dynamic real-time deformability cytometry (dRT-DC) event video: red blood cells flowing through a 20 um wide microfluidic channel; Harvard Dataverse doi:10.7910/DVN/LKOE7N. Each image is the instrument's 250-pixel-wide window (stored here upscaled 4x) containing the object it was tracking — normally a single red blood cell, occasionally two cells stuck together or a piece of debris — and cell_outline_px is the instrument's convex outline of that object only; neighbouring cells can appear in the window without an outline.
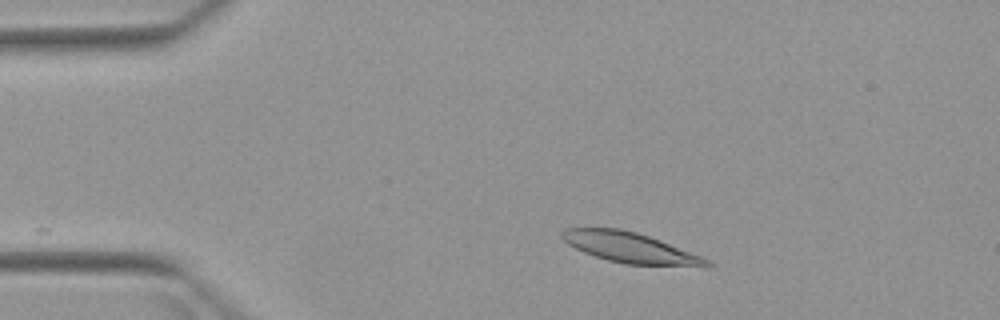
{"species": "Egyptian fruit bat (a non-hibernating species)", "species_latin": "Rousettus aegyptiacus", "temperature_condition": "warm", "stored_images_in_passage": 2, "camera_frame_rate_fps": 3000, "um_per_image_px": 0.085, "animal": {"sex": "female"}, "frame": {"image": 1, "passage_image": 2, "time_ms": 1.0, "image_size_px": [1000, 320], "cell_outline_px": [[712, 268], [704, 268], [624, 264], [608, 260], [584, 252], [568, 244], [560, 236], [560, 232], [564, 228], [620, 228], [636, 232], [660, 240], [700, 256], [708, 260], [712, 264]], "centroid_in_image_um": [53.62, 21.08], "position_along_channel_um": 31.4, "area_um2": 25.89}}